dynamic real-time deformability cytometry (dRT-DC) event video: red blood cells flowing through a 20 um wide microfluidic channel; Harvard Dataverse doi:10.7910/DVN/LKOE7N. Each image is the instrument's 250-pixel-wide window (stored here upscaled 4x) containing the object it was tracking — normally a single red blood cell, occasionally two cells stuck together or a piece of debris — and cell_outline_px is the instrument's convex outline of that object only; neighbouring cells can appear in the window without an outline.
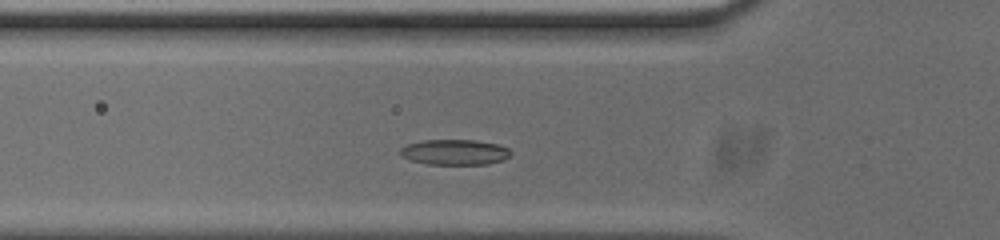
{"species": "common noctule bat (a hibernating species)", "species_latin": "Nyctalus noctula", "temperature_condition": "cold", "stored_images_in_passage": 41, "camera_frame_rate_fps": 3000, "um_per_image_px": 0.085, "animal": {"sex": "male", "body_mass_g": 20.0, "forearm_length_mm": 53.3}, "frame": {"image": 1, "passage_image": 10, "time_ms": 3.0, "image_size_px": [1000, 240], "cell_outline_px": [[512, 152], [504, 160], [488, 164], [428, 164], [412, 160], [400, 156], [400, 148], [408, 144], [420, 140], [476, 140], [496, 144], [508, 148]], "centroid_in_image_um": [38.64, 12.93], "position_along_channel_um": 87.2, "area_um2": 16.36}}
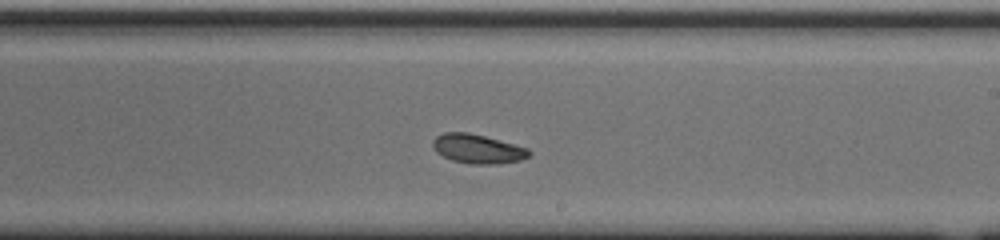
{"frame": {"image": 2, "passage_image": 23, "time_ms": 7.333, "image_size_px": [1000, 240], "cell_outline_px": [[532, 152], [528, 156], [520, 160], [496, 164], [472, 164], [452, 160], [436, 152], [432, 144], [432, 140], [436, 136], [444, 132], [468, 132], [484, 136], [528, 148]], "centroid_in_image_um": [40.58, 12.65], "position_along_channel_um": 248.4, "area_um2": 16.24}}
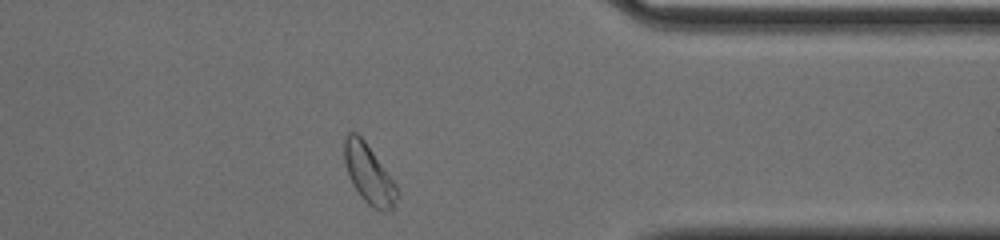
{"frame": {"image": 3, "passage_image": 35, "time_ms": 11.333, "image_size_px": [1000, 240], "cell_outline_px": [[400, 192], [392, 208], [384, 212], [372, 208], [360, 196], [352, 184], [344, 164], [344, 136], [348, 132], [356, 132], [364, 140], [396, 184]], "centroid_in_image_um": [31.34, 14.8], "position_along_channel_um": 380.1, "area_um2": 18.21}, "authors_computed_cell_mechanics": {"area_um2": 16.5308, "velocity_mm_per_s": 3.7191, "shape_relaxation_time_tau1_ms": 3.3264, "shape_relaxation_time_tau2_ms": null, "deformation_change_tau1": 0.1029, "deformation_change_tau2": null}}